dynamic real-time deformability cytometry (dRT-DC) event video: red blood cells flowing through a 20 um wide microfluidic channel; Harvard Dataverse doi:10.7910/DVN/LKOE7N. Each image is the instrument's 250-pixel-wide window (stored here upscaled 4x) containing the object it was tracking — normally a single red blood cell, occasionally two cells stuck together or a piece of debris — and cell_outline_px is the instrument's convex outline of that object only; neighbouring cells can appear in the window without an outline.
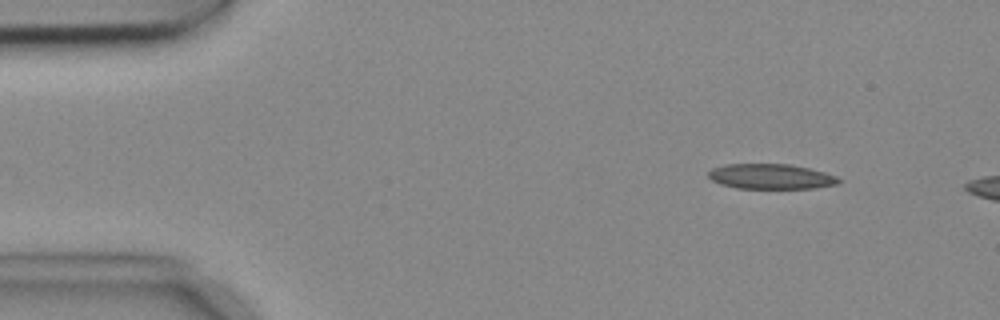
{"species": "common noctule bat (a hibernating species)", "species_latin": "Nyctalus noctula", "temperature_condition": "cold", "stored_images_in_passage": 6, "camera_frame_rate_fps": 3000, "um_per_image_px": 0.085, "animal": {"sex": "female", "body_mass_g": 18.4}, "frame": {"image": 1, "passage_image": 2, "time_ms": 0.333, "image_size_px": [1000, 320], "cell_outline_px": [[844, 180], [840, 184], [816, 188], [736, 188], [720, 184], [712, 180], [708, 176], [708, 172], [712, 168], [724, 164], [792, 164], [824, 172], [836, 176]], "centroid_in_image_um": [65.56, 15.0], "position_along_channel_um": 19.4, "area_um2": 19.25}}
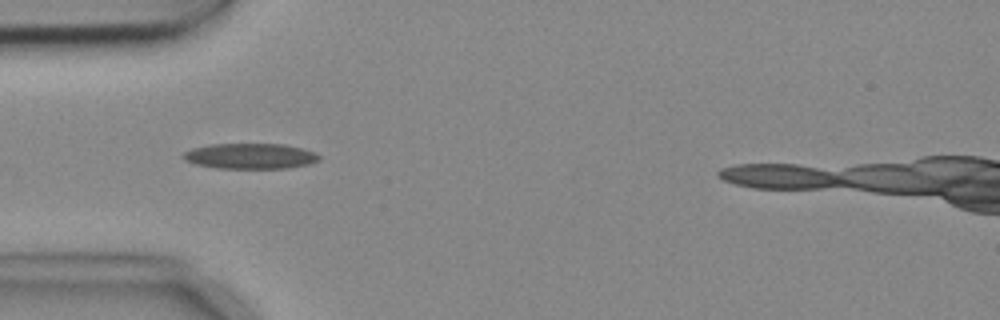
{"frame": {"image": 2, "passage_image": 5, "time_ms": 1.333, "image_size_px": [1000, 320], "cell_outline_px": [[320, 160], [308, 164], [288, 168], [220, 168], [196, 164], [184, 160], [180, 156], [184, 152], [192, 148], [212, 144], [284, 144], [316, 152], [320, 156]], "centroid_in_image_um": [21.27, 13.26], "position_along_channel_um": 63.7, "area_um2": 20.17}}